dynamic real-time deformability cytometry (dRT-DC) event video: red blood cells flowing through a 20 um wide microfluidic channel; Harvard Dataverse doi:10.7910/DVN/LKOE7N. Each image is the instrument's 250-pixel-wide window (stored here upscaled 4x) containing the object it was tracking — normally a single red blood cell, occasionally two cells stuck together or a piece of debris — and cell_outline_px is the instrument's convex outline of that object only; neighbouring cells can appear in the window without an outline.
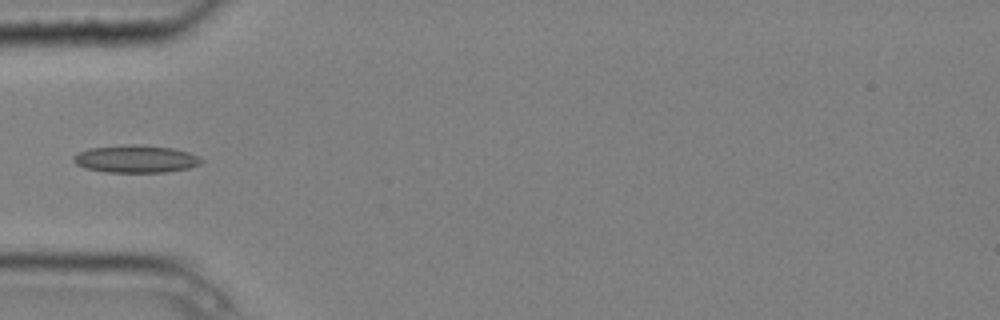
{"species": "common noctule bat (a hibernating species)", "species_latin": "Nyctalus noctula", "temperature_condition": "cold", "stored_images_in_passage": 4, "camera_frame_rate_fps": 3000, "um_per_image_px": 0.085, "animal": {"sex": "male", "body_mass_g": 20.4}, "frame": {"image": 1, "passage_image": 4, "time_ms": 1.0, "image_size_px": [1000, 320], "cell_outline_px": [[204, 160], [200, 164], [188, 168], [164, 172], [108, 172], [84, 168], [76, 164], [72, 160], [72, 156], [88, 148], [128, 144], [140, 144], [172, 148], [188, 152]], "centroid_in_image_um": [11.51, 13.5], "position_along_channel_um": 73.5, "area_um2": 20.52}}